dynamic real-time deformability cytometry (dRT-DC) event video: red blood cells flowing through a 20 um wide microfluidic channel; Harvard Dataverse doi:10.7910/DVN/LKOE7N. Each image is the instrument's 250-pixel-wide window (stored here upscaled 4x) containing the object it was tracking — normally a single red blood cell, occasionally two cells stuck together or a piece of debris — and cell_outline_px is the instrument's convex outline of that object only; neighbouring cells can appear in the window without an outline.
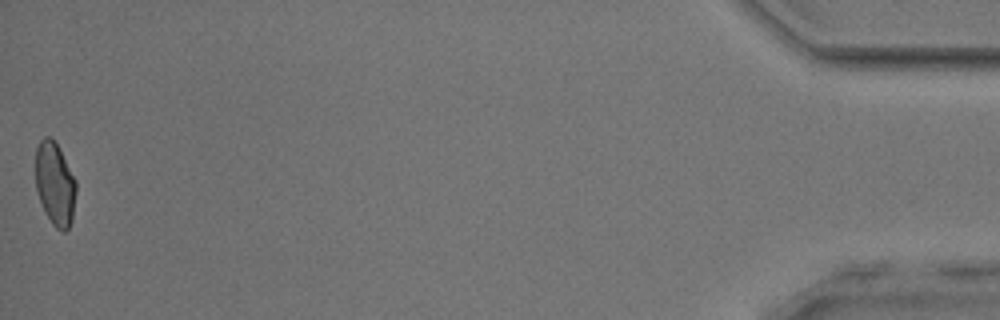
{"species": "common noctule bat (a hibernating species)", "species_latin": "Nyctalus noctula", "temperature_condition": "room temperature", "stored_images_in_passage": 53, "camera_frame_rate_fps": 3000, "um_per_image_px": 0.085, "animal": {"sex": "male", "body_mass_g": 17.9, "forearm_length_mm": 54.2}, "frame": {"image": 1, "passage_image": 53, "time_ms": 17.333, "image_size_px": [1000, 320], "cell_outline_px": [[76, 192], [72, 220], [68, 228], [64, 232], [60, 232], [52, 224], [40, 200], [36, 188], [36, 148], [40, 140], [44, 136], [48, 136], [56, 144], [76, 180]], "centroid_in_image_um": [4.68, 15.65], "position_along_channel_um": 430.5, "area_um2": 19.36}, "authors_computed_cell_mechanics": {"area_um2": 20.7502, "velocity_mm_per_s": 3.8856, "shape_relaxation_time_tau1_ms": null, "shape_relaxation_time_tau2_ms": 1.2531, "deformation_change_tau1": null, "deformation_change_tau2": 0.0605}}